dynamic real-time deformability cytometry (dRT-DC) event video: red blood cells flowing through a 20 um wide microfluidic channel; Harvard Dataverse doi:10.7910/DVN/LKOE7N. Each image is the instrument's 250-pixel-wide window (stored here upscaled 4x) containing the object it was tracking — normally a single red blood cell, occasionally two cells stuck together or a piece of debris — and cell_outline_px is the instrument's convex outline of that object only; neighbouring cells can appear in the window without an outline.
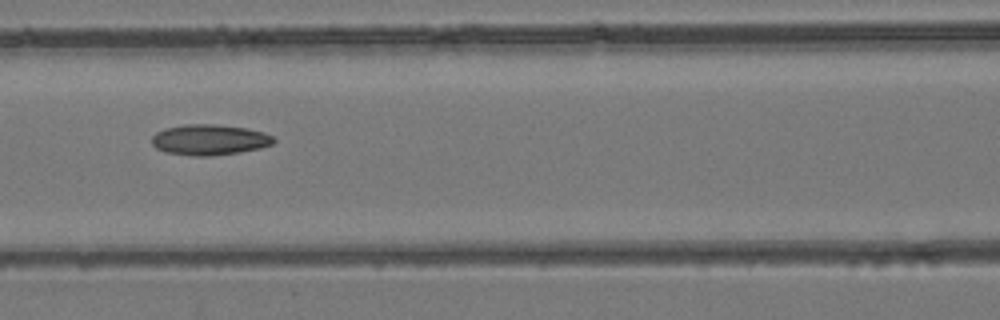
{"species": "common noctule bat (a hibernating species)", "species_latin": "Nyctalus noctula", "temperature_condition": "room temperature", "stored_images_in_passage": 7, "camera_frame_rate_fps": 3000, "um_per_image_px": 0.085, "animal": {"sex": "female", "body_mass_g": 24.6, "forearm_length_mm": 56.2}, "frame": {"image": 1, "passage_image": 6, "time_ms": 6.0, "image_size_px": [1000, 320], "cell_outline_px": [[276, 140], [272, 144], [260, 148], [240, 152], [212, 156], [192, 156], [164, 152], [156, 148], [152, 144], [152, 136], [156, 132], [164, 128], [184, 124], [212, 124], [248, 128], [264, 132], [272, 136]], "centroid_in_image_um": [17.79, 11.88], "position_along_channel_um": 148.8, "area_um2": 21.96}}
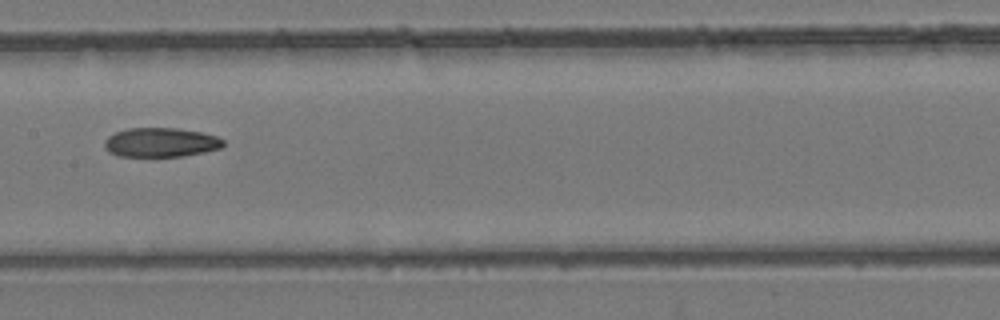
{"frame": {"image": 2, "passage_image": 7, "time_ms": 7.0, "image_size_px": [1000, 320], "cell_outline_px": [[224, 144], [220, 148], [204, 152], [184, 156], [120, 156], [108, 152], [104, 148], [104, 140], [108, 136], [116, 132], [128, 128], [176, 128], [200, 132], [216, 136], [224, 140]], "centroid_in_image_um": [13.64, 12.1], "position_along_channel_um": 193.8, "area_um2": 20.23}}